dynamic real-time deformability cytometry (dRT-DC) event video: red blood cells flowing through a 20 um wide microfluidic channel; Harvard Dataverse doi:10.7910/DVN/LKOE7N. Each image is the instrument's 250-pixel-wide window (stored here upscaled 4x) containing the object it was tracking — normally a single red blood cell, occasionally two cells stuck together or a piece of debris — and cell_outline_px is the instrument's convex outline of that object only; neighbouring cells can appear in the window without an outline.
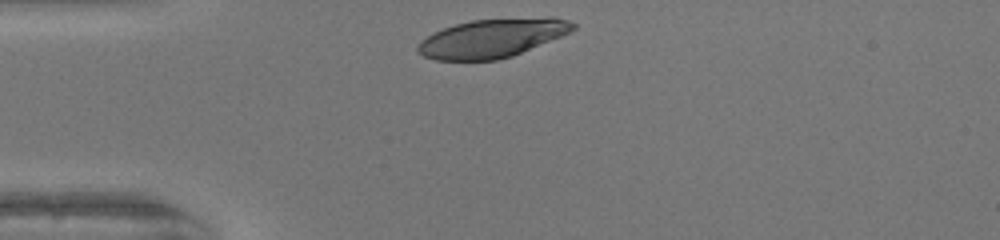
{"species": "human", "species_latin": "Homo sapiens", "temperature_condition": "warm", "stored_images_in_passage": 29, "camera_frame_rate_fps": 3000, "um_per_image_px": 0.085, "donor": {"sex": "female"}, "frame": {"image": 1, "passage_image": 1, "time_ms": 0.0, "image_size_px": [1000, 240], "cell_outline_px": [[576, 28], [560, 36], [512, 56], [496, 60], [436, 60], [424, 56], [416, 52], [416, 48], [420, 40], [444, 28], [456, 24], [472, 20], [548, 16], [556, 16], [568, 20], [576, 24]], "centroid_in_image_um": [41.84, 3.23], "position_along_channel_um": 43.2, "area_um2": 34.91}}
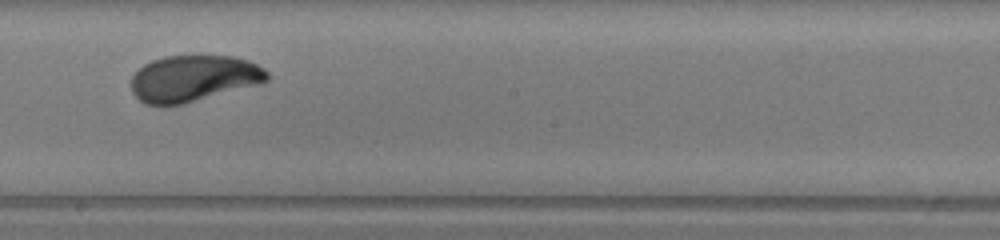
{"frame": {"image": 2, "passage_image": 17, "time_ms": 5.333, "image_size_px": [1000, 240], "cell_outline_px": [[268, 80], [260, 84], [184, 104], [144, 104], [132, 92], [132, 76], [144, 64], [152, 60], [164, 56], [232, 56], [248, 60], [264, 68], [268, 72]], "centroid_in_image_um": [16.47, 6.66], "position_along_channel_um": 231.7, "area_um2": 36.59}}
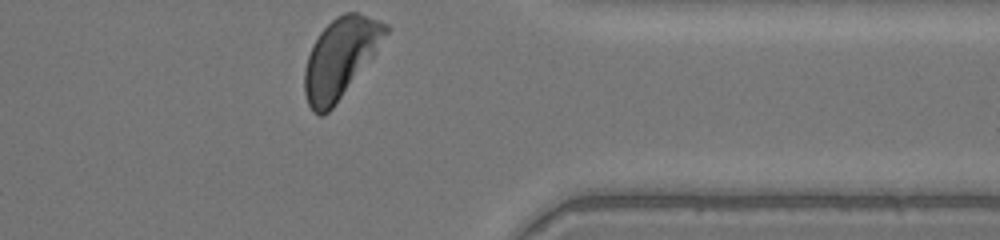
{"frame": {"image": 3, "passage_image": 29, "time_ms": 9.333, "image_size_px": [1000, 240], "cell_outline_px": [[388, 32], [376, 52], [332, 108], [328, 112], [320, 116], [312, 112], [308, 104], [304, 92], [304, 68], [312, 44], [320, 32], [336, 16], [344, 12], [356, 12], [380, 20], [388, 24]], "centroid_in_image_um": [28.91, 4.91], "position_along_channel_um": 382.5, "area_um2": 37.28}, "authors_computed_cell_mechanics": {"area_um2": 36.992, "velocity_mm_per_s": 4.0334, "shape_relaxation_time_tau1_ms": 2.6394, "shape_relaxation_time_tau2_ms": null, "deformation_change_tau1": 0.1448, "deformation_change_tau2": null}}